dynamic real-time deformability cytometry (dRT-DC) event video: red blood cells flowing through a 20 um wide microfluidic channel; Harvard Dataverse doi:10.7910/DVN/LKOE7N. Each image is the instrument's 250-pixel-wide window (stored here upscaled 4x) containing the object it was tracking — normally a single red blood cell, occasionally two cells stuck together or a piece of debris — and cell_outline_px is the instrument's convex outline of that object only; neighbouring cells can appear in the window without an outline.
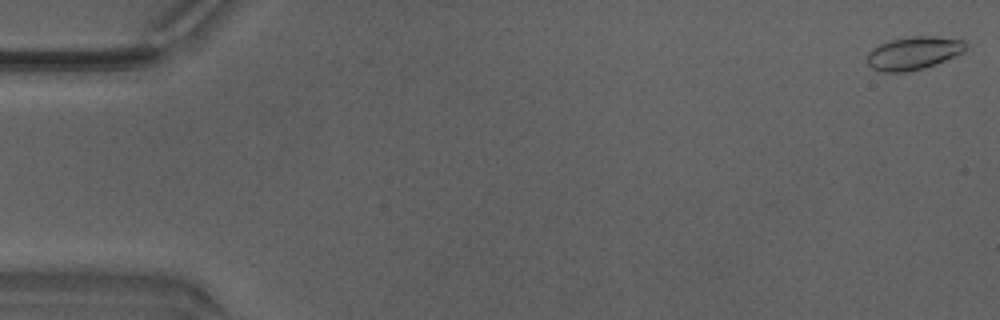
{"species": "Egyptian fruit bat (a non-hibernating species)", "species_latin": "Rousettus aegyptiacus", "temperature_condition": "warm", "stored_images_in_passage": 43, "camera_frame_rate_fps": 3000, "um_per_image_px": 0.085, "animal": {"sex": "male"}, "frame": {"image": 1, "passage_image": 1, "time_ms": 0.0, "image_size_px": [1000, 320], "cell_outline_px": [[968, 48], [964, 52], [924, 68], [908, 72], [884, 72], [872, 68], [868, 64], [868, 52], [872, 48], [880, 44], [892, 40], [912, 36], [936, 36], [968, 40]], "centroid_in_image_um": [77.71, 4.5], "position_along_channel_um": 7.3, "area_um2": 19.07}}
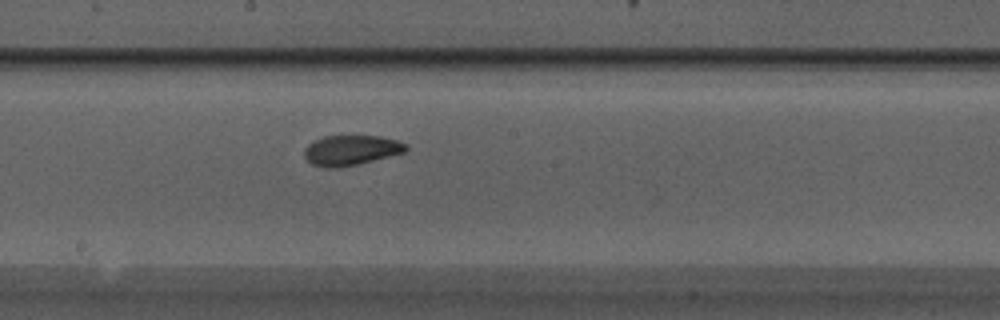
{"frame": {"image": 2, "passage_image": 27, "time_ms": 8.667, "image_size_px": [1000, 320], "cell_outline_px": [[408, 148], [404, 152], [356, 164], [336, 168], [324, 168], [312, 164], [304, 156], [304, 148], [308, 144], [324, 136], [380, 136], [396, 140], [408, 144]], "centroid_in_image_um": [29.81, 12.76], "position_along_channel_um": 218.4, "area_um2": 17.63}}
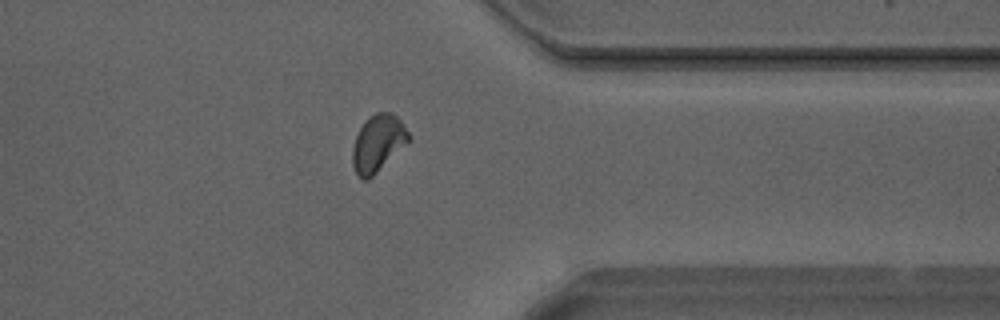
{"frame": {"image": 3, "passage_image": 39, "time_ms": 12.667, "image_size_px": [1000, 320], "cell_outline_px": [[412, 140], [368, 180], [364, 180], [356, 172], [352, 164], [352, 148], [356, 136], [360, 128], [368, 116], [376, 112], [392, 112], [400, 120], [412, 136]], "centroid_in_image_um": [32.15, 12.16], "position_along_channel_um": 379.2, "area_um2": 18.79}}